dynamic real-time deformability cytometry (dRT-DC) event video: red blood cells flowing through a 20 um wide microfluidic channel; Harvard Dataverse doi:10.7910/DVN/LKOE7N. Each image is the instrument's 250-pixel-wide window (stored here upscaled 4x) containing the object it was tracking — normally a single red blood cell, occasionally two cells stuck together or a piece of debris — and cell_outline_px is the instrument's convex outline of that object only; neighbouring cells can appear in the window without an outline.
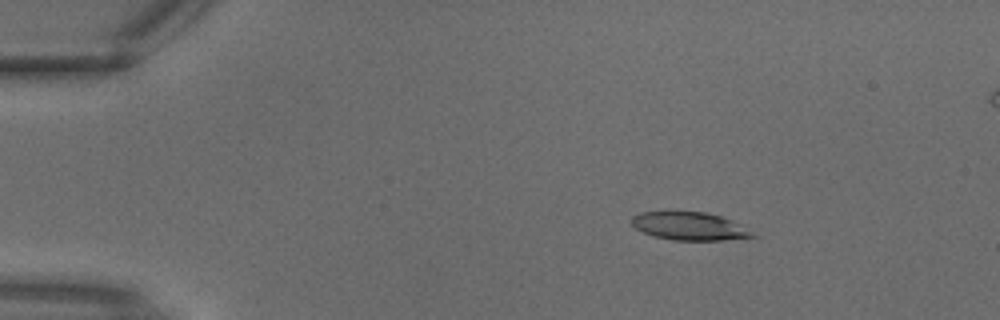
{"species": "common noctule bat (a hibernating species)", "species_latin": "Nyctalus noctula", "temperature_condition": "warm", "stored_images_in_passage": 3, "segment_of_instrument_passage": [2, 2], "camera_frame_rate_fps": 3000, "um_per_image_px": 0.085, "animal": {"sex": "male", "body_mass_g": 18.8}, "frame": {"image": 1, "passage_image": 3, "time_ms": 0.667, "image_size_px": [1000, 320], "cell_outline_px": [[756, 236], [720, 240], [672, 240], [652, 236], [636, 228], [632, 224], [632, 216], [640, 212], [704, 212], [720, 216], [732, 220]], "centroid_in_image_um": [58.54, 19.22], "position_along_channel_um": 26.5, "area_um2": 19.31}}